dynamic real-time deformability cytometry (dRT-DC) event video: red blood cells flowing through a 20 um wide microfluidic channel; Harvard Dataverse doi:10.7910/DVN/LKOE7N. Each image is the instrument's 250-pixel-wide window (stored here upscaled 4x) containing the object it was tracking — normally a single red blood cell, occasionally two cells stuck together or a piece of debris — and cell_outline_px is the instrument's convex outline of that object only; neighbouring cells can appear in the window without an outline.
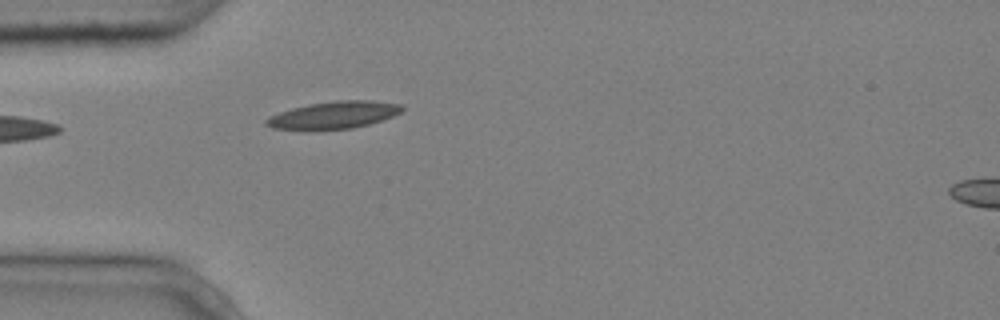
{"species": "common noctule bat (a hibernating species)", "species_latin": "Nyctalus noctula", "temperature_condition": "cold", "stored_images_in_passage": 4, "camera_frame_rate_fps": 3000, "um_per_image_px": 0.085, "animal": {"sex": "male", "body_mass_g": 20.4}, "frame": {"image": 1, "passage_image": 4, "time_ms": 1.0, "image_size_px": [1000, 320], "cell_outline_px": [[404, 108], [400, 112], [392, 116], [368, 124], [352, 128], [272, 128], [264, 124], [264, 120], [268, 116], [292, 108], [308, 104], [336, 100], [372, 100], [404, 104]], "centroid_in_image_um": [28.4, 9.74], "position_along_channel_um": 56.6, "area_um2": 21.1}}